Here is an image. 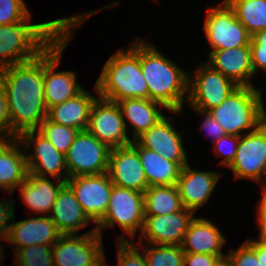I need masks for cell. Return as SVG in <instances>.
Returning a JSON list of instances; mask_svg holds the SVG:
<instances>
[{
    "label": "cell",
    "mask_w": 266,
    "mask_h": 266,
    "mask_svg": "<svg viewBox=\"0 0 266 266\" xmlns=\"http://www.w3.org/2000/svg\"><path fill=\"white\" fill-rule=\"evenodd\" d=\"M219 258L218 255L185 253L184 266H214Z\"/></svg>",
    "instance_id": "obj_42"
},
{
    "label": "cell",
    "mask_w": 266,
    "mask_h": 266,
    "mask_svg": "<svg viewBox=\"0 0 266 266\" xmlns=\"http://www.w3.org/2000/svg\"><path fill=\"white\" fill-rule=\"evenodd\" d=\"M226 254L233 266H259L255 250L245 241L236 250Z\"/></svg>",
    "instance_id": "obj_38"
},
{
    "label": "cell",
    "mask_w": 266,
    "mask_h": 266,
    "mask_svg": "<svg viewBox=\"0 0 266 266\" xmlns=\"http://www.w3.org/2000/svg\"><path fill=\"white\" fill-rule=\"evenodd\" d=\"M143 244V254L148 266H184L185 252L180 245Z\"/></svg>",
    "instance_id": "obj_31"
},
{
    "label": "cell",
    "mask_w": 266,
    "mask_h": 266,
    "mask_svg": "<svg viewBox=\"0 0 266 266\" xmlns=\"http://www.w3.org/2000/svg\"><path fill=\"white\" fill-rule=\"evenodd\" d=\"M17 139L25 150L33 147L34 153L25 154L28 173L39 177L51 176L63 182L69 179L65 155L37 130L25 131Z\"/></svg>",
    "instance_id": "obj_12"
},
{
    "label": "cell",
    "mask_w": 266,
    "mask_h": 266,
    "mask_svg": "<svg viewBox=\"0 0 266 266\" xmlns=\"http://www.w3.org/2000/svg\"><path fill=\"white\" fill-rule=\"evenodd\" d=\"M259 240L266 244V212H258Z\"/></svg>",
    "instance_id": "obj_44"
},
{
    "label": "cell",
    "mask_w": 266,
    "mask_h": 266,
    "mask_svg": "<svg viewBox=\"0 0 266 266\" xmlns=\"http://www.w3.org/2000/svg\"><path fill=\"white\" fill-rule=\"evenodd\" d=\"M246 242L255 250L259 266H266V244L259 239H248Z\"/></svg>",
    "instance_id": "obj_43"
},
{
    "label": "cell",
    "mask_w": 266,
    "mask_h": 266,
    "mask_svg": "<svg viewBox=\"0 0 266 266\" xmlns=\"http://www.w3.org/2000/svg\"><path fill=\"white\" fill-rule=\"evenodd\" d=\"M110 149L128 146L133 141L128 133L120 106L101 97L94 101L86 129Z\"/></svg>",
    "instance_id": "obj_14"
},
{
    "label": "cell",
    "mask_w": 266,
    "mask_h": 266,
    "mask_svg": "<svg viewBox=\"0 0 266 266\" xmlns=\"http://www.w3.org/2000/svg\"><path fill=\"white\" fill-rule=\"evenodd\" d=\"M14 202L15 200L13 201V199H8V201L7 199H0V239L2 240H6L8 236L10 223L15 210Z\"/></svg>",
    "instance_id": "obj_39"
},
{
    "label": "cell",
    "mask_w": 266,
    "mask_h": 266,
    "mask_svg": "<svg viewBox=\"0 0 266 266\" xmlns=\"http://www.w3.org/2000/svg\"><path fill=\"white\" fill-rule=\"evenodd\" d=\"M226 239L221 231L208 219L194 218L185 233L181 244L185 253L226 256L222 253V247Z\"/></svg>",
    "instance_id": "obj_24"
},
{
    "label": "cell",
    "mask_w": 266,
    "mask_h": 266,
    "mask_svg": "<svg viewBox=\"0 0 266 266\" xmlns=\"http://www.w3.org/2000/svg\"><path fill=\"white\" fill-rule=\"evenodd\" d=\"M29 15L24 0H0V25L20 23Z\"/></svg>",
    "instance_id": "obj_35"
},
{
    "label": "cell",
    "mask_w": 266,
    "mask_h": 266,
    "mask_svg": "<svg viewBox=\"0 0 266 266\" xmlns=\"http://www.w3.org/2000/svg\"><path fill=\"white\" fill-rule=\"evenodd\" d=\"M194 216L195 213L186 208L168 215H145L140 241L144 238L147 244L181 246Z\"/></svg>",
    "instance_id": "obj_16"
},
{
    "label": "cell",
    "mask_w": 266,
    "mask_h": 266,
    "mask_svg": "<svg viewBox=\"0 0 266 266\" xmlns=\"http://www.w3.org/2000/svg\"><path fill=\"white\" fill-rule=\"evenodd\" d=\"M37 131L48 139L51 144L64 155L72 145L79 130L53 123L47 118L40 124Z\"/></svg>",
    "instance_id": "obj_32"
},
{
    "label": "cell",
    "mask_w": 266,
    "mask_h": 266,
    "mask_svg": "<svg viewBox=\"0 0 266 266\" xmlns=\"http://www.w3.org/2000/svg\"><path fill=\"white\" fill-rule=\"evenodd\" d=\"M119 49L104 64L94 90L98 97L119 102L126 98L149 99L148 86L140 65V40Z\"/></svg>",
    "instance_id": "obj_4"
},
{
    "label": "cell",
    "mask_w": 266,
    "mask_h": 266,
    "mask_svg": "<svg viewBox=\"0 0 266 266\" xmlns=\"http://www.w3.org/2000/svg\"><path fill=\"white\" fill-rule=\"evenodd\" d=\"M30 18L0 25V69L36 58L67 29L69 22V17H64L30 24Z\"/></svg>",
    "instance_id": "obj_3"
},
{
    "label": "cell",
    "mask_w": 266,
    "mask_h": 266,
    "mask_svg": "<svg viewBox=\"0 0 266 266\" xmlns=\"http://www.w3.org/2000/svg\"><path fill=\"white\" fill-rule=\"evenodd\" d=\"M11 120V138L37 130L47 117L44 100V51L33 60L0 69Z\"/></svg>",
    "instance_id": "obj_1"
},
{
    "label": "cell",
    "mask_w": 266,
    "mask_h": 266,
    "mask_svg": "<svg viewBox=\"0 0 266 266\" xmlns=\"http://www.w3.org/2000/svg\"><path fill=\"white\" fill-rule=\"evenodd\" d=\"M96 12H98V10L70 16L67 29L44 50L43 86L44 100L47 109L75 97L84 89L76 82L75 71L56 72L55 70L61 62V53L64 52L72 38V34L75 32L73 29L81 26V24H83L82 22L86 21L87 18L94 15Z\"/></svg>",
    "instance_id": "obj_5"
},
{
    "label": "cell",
    "mask_w": 266,
    "mask_h": 266,
    "mask_svg": "<svg viewBox=\"0 0 266 266\" xmlns=\"http://www.w3.org/2000/svg\"><path fill=\"white\" fill-rule=\"evenodd\" d=\"M140 65L149 99L162 104L169 113L182 114L190 74L147 41H140Z\"/></svg>",
    "instance_id": "obj_2"
},
{
    "label": "cell",
    "mask_w": 266,
    "mask_h": 266,
    "mask_svg": "<svg viewBox=\"0 0 266 266\" xmlns=\"http://www.w3.org/2000/svg\"><path fill=\"white\" fill-rule=\"evenodd\" d=\"M251 63L254 75L258 69L266 71V29L257 32L250 40Z\"/></svg>",
    "instance_id": "obj_36"
},
{
    "label": "cell",
    "mask_w": 266,
    "mask_h": 266,
    "mask_svg": "<svg viewBox=\"0 0 266 266\" xmlns=\"http://www.w3.org/2000/svg\"><path fill=\"white\" fill-rule=\"evenodd\" d=\"M266 181V180H265ZM264 184H266V182H264ZM263 196L260 200V204L258 205V212H266V185L265 187H263V192H262Z\"/></svg>",
    "instance_id": "obj_45"
},
{
    "label": "cell",
    "mask_w": 266,
    "mask_h": 266,
    "mask_svg": "<svg viewBox=\"0 0 266 266\" xmlns=\"http://www.w3.org/2000/svg\"><path fill=\"white\" fill-rule=\"evenodd\" d=\"M215 171H199L191 168L190 164L182 167L176 187L184 208L196 212L209 200L220 179Z\"/></svg>",
    "instance_id": "obj_20"
},
{
    "label": "cell",
    "mask_w": 266,
    "mask_h": 266,
    "mask_svg": "<svg viewBox=\"0 0 266 266\" xmlns=\"http://www.w3.org/2000/svg\"><path fill=\"white\" fill-rule=\"evenodd\" d=\"M52 182L48 177H39L28 173L26 180L18 187L24 204L37 214L49 216L58 192L66 183L61 180Z\"/></svg>",
    "instance_id": "obj_25"
},
{
    "label": "cell",
    "mask_w": 266,
    "mask_h": 266,
    "mask_svg": "<svg viewBox=\"0 0 266 266\" xmlns=\"http://www.w3.org/2000/svg\"><path fill=\"white\" fill-rule=\"evenodd\" d=\"M107 173L114 185L135 191L149 187L138 154V142L110 150Z\"/></svg>",
    "instance_id": "obj_17"
},
{
    "label": "cell",
    "mask_w": 266,
    "mask_h": 266,
    "mask_svg": "<svg viewBox=\"0 0 266 266\" xmlns=\"http://www.w3.org/2000/svg\"><path fill=\"white\" fill-rule=\"evenodd\" d=\"M144 218V193L113 185L106 213L95 228L102 236L104 229L117 223L134 239L138 228L142 230Z\"/></svg>",
    "instance_id": "obj_7"
},
{
    "label": "cell",
    "mask_w": 266,
    "mask_h": 266,
    "mask_svg": "<svg viewBox=\"0 0 266 266\" xmlns=\"http://www.w3.org/2000/svg\"><path fill=\"white\" fill-rule=\"evenodd\" d=\"M110 150L87 130L79 131L65 154L69 178L106 173Z\"/></svg>",
    "instance_id": "obj_10"
},
{
    "label": "cell",
    "mask_w": 266,
    "mask_h": 266,
    "mask_svg": "<svg viewBox=\"0 0 266 266\" xmlns=\"http://www.w3.org/2000/svg\"><path fill=\"white\" fill-rule=\"evenodd\" d=\"M1 240H2V239H0V241H1ZM3 249H4L3 245H2V246L0 245V260H2V258H3V255H2V254L4 253V252H3V251H4Z\"/></svg>",
    "instance_id": "obj_47"
},
{
    "label": "cell",
    "mask_w": 266,
    "mask_h": 266,
    "mask_svg": "<svg viewBox=\"0 0 266 266\" xmlns=\"http://www.w3.org/2000/svg\"><path fill=\"white\" fill-rule=\"evenodd\" d=\"M0 137L11 138V120L5 90L0 81Z\"/></svg>",
    "instance_id": "obj_40"
},
{
    "label": "cell",
    "mask_w": 266,
    "mask_h": 266,
    "mask_svg": "<svg viewBox=\"0 0 266 266\" xmlns=\"http://www.w3.org/2000/svg\"><path fill=\"white\" fill-rule=\"evenodd\" d=\"M240 140V136L228 135L221 137L219 140L213 142L214 152L217 157H224L219 164L229 167L235 159L237 146ZM228 146V147H227Z\"/></svg>",
    "instance_id": "obj_37"
},
{
    "label": "cell",
    "mask_w": 266,
    "mask_h": 266,
    "mask_svg": "<svg viewBox=\"0 0 266 266\" xmlns=\"http://www.w3.org/2000/svg\"><path fill=\"white\" fill-rule=\"evenodd\" d=\"M261 92L254 86H239L208 112L228 135L241 136L242 131L245 134L249 129L253 132L265 121Z\"/></svg>",
    "instance_id": "obj_6"
},
{
    "label": "cell",
    "mask_w": 266,
    "mask_h": 266,
    "mask_svg": "<svg viewBox=\"0 0 266 266\" xmlns=\"http://www.w3.org/2000/svg\"><path fill=\"white\" fill-rule=\"evenodd\" d=\"M117 104L120 106L127 132L129 130L127 123L132 126L130 130H134L132 141H135L165 116L158 108L167 110L159 102L143 98H126Z\"/></svg>",
    "instance_id": "obj_26"
},
{
    "label": "cell",
    "mask_w": 266,
    "mask_h": 266,
    "mask_svg": "<svg viewBox=\"0 0 266 266\" xmlns=\"http://www.w3.org/2000/svg\"><path fill=\"white\" fill-rule=\"evenodd\" d=\"M145 215H168L184 208L176 185L149 186L144 191Z\"/></svg>",
    "instance_id": "obj_29"
},
{
    "label": "cell",
    "mask_w": 266,
    "mask_h": 266,
    "mask_svg": "<svg viewBox=\"0 0 266 266\" xmlns=\"http://www.w3.org/2000/svg\"><path fill=\"white\" fill-rule=\"evenodd\" d=\"M14 256L16 266H54L52 245L34 244L18 249Z\"/></svg>",
    "instance_id": "obj_33"
},
{
    "label": "cell",
    "mask_w": 266,
    "mask_h": 266,
    "mask_svg": "<svg viewBox=\"0 0 266 266\" xmlns=\"http://www.w3.org/2000/svg\"><path fill=\"white\" fill-rule=\"evenodd\" d=\"M188 82V104L195 110L208 112L218 107L239 86L207 63L196 67Z\"/></svg>",
    "instance_id": "obj_9"
},
{
    "label": "cell",
    "mask_w": 266,
    "mask_h": 266,
    "mask_svg": "<svg viewBox=\"0 0 266 266\" xmlns=\"http://www.w3.org/2000/svg\"><path fill=\"white\" fill-rule=\"evenodd\" d=\"M208 55L209 61L206 63L236 85L253 86L250 79L255 75L251 63L250 46L212 50Z\"/></svg>",
    "instance_id": "obj_21"
},
{
    "label": "cell",
    "mask_w": 266,
    "mask_h": 266,
    "mask_svg": "<svg viewBox=\"0 0 266 266\" xmlns=\"http://www.w3.org/2000/svg\"><path fill=\"white\" fill-rule=\"evenodd\" d=\"M49 217L62 235L78 234L91 222L67 183L58 192Z\"/></svg>",
    "instance_id": "obj_23"
},
{
    "label": "cell",
    "mask_w": 266,
    "mask_h": 266,
    "mask_svg": "<svg viewBox=\"0 0 266 266\" xmlns=\"http://www.w3.org/2000/svg\"><path fill=\"white\" fill-rule=\"evenodd\" d=\"M218 6L207 10L203 27L211 51L249 46L251 36L234 11L224 0Z\"/></svg>",
    "instance_id": "obj_11"
},
{
    "label": "cell",
    "mask_w": 266,
    "mask_h": 266,
    "mask_svg": "<svg viewBox=\"0 0 266 266\" xmlns=\"http://www.w3.org/2000/svg\"><path fill=\"white\" fill-rule=\"evenodd\" d=\"M228 168L235 179H252L263 185L266 175V120L255 131L249 130L240 136L235 159Z\"/></svg>",
    "instance_id": "obj_13"
},
{
    "label": "cell",
    "mask_w": 266,
    "mask_h": 266,
    "mask_svg": "<svg viewBox=\"0 0 266 266\" xmlns=\"http://www.w3.org/2000/svg\"><path fill=\"white\" fill-rule=\"evenodd\" d=\"M192 110L197 111L198 114H201V116H205L204 122H202L201 127L207 130V134L212 137V140H214V142L226 135L223 127L211 116L209 112L195 110L193 108Z\"/></svg>",
    "instance_id": "obj_41"
},
{
    "label": "cell",
    "mask_w": 266,
    "mask_h": 266,
    "mask_svg": "<svg viewBox=\"0 0 266 266\" xmlns=\"http://www.w3.org/2000/svg\"><path fill=\"white\" fill-rule=\"evenodd\" d=\"M266 108H264V115H265V120H266V110H265Z\"/></svg>",
    "instance_id": "obj_48"
},
{
    "label": "cell",
    "mask_w": 266,
    "mask_h": 266,
    "mask_svg": "<svg viewBox=\"0 0 266 266\" xmlns=\"http://www.w3.org/2000/svg\"><path fill=\"white\" fill-rule=\"evenodd\" d=\"M214 266H233V265L228 256L226 255L224 257L219 258L214 264Z\"/></svg>",
    "instance_id": "obj_46"
},
{
    "label": "cell",
    "mask_w": 266,
    "mask_h": 266,
    "mask_svg": "<svg viewBox=\"0 0 266 266\" xmlns=\"http://www.w3.org/2000/svg\"><path fill=\"white\" fill-rule=\"evenodd\" d=\"M138 154L148 186L176 185L182 167L138 143Z\"/></svg>",
    "instance_id": "obj_28"
},
{
    "label": "cell",
    "mask_w": 266,
    "mask_h": 266,
    "mask_svg": "<svg viewBox=\"0 0 266 266\" xmlns=\"http://www.w3.org/2000/svg\"><path fill=\"white\" fill-rule=\"evenodd\" d=\"M96 98L83 89L75 97L49 108L46 118L53 123L84 131L87 129L90 110Z\"/></svg>",
    "instance_id": "obj_27"
},
{
    "label": "cell",
    "mask_w": 266,
    "mask_h": 266,
    "mask_svg": "<svg viewBox=\"0 0 266 266\" xmlns=\"http://www.w3.org/2000/svg\"><path fill=\"white\" fill-rule=\"evenodd\" d=\"M102 246L96 228L81 235H61L53 245L54 266H106Z\"/></svg>",
    "instance_id": "obj_8"
},
{
    "label": "cell",
    "mask_w": 266,
    "mask_h": 266,
    "mask_svg": "<svg viewBox=\"0 0 266 266\" xmlns=\"http://www.w3.org/2000/svg\"><path fill=\"white\" fill-rule=\"evenodd\" d=\"M171 117L164 116L136 141L144 148L159 153L167 160L177 162L181 167L188 164L186 151L183 147L182 132L175 130Z\"/></svg>",
    "instance_id": "obj_18"
},
{
    "label": "cell",
    "mask_w": 266,
    "mask_h": 266,
    "mask_svg": "<svg viewBox=\"0 0 266 266\" xmlns=\"http://www.w3.org/2000/svg\"><path fill=\"white\" fill-rule=\"evenodd\" d=\"M118 262L116 266H148L144 254L140 253L139 248L129 238L124 235L117 241Z\"/></svg>",
    "instance_id": "obj_34"
},
{
    "label": "cell",
    "mask_w": 266,
    "mask_h": 266,
    "mask_svg": "<svg viewBox=\"0 0 266 266\" xmlns=\"http://www.w3.org/2000/svg\"><path fill=\"white\" fill-rule=\"evenodd\" d=\"M17 138L0 137V188L12 193L28 175L26 156ZM21 149V151H20Z\"/></svg>",
    "instance_id": "obj_22"
},
{
    "label": "cell",
    "mask_w": 266,
    "mask_h": 266,
    "mask_svg": "<svg viewBox=\"0 0 266 266\" xmlns=\"http://www.w3.org/2000/svg\"><path fill=\"white\" fill-rule=\"evenodd\" d=\"M252 37L266 29V0H224Z\"/></svg>",
    "instance_id": "obj_30"
},
{
    "label": "cell",
    "mask_w": 266,
    "mask_h": 266,
    "mask_svg": "<svg viewBox=\"0 0 266 266\" xmlns=\"http://www.w3.org/2000/svg\"><path fill=\"white\" fill-rule=\"evenodd\" d=\"M14 214L6 242L18 249L32 245H54L62 235L49 216H38L14 222Z\"/></svg>",
    "instance_id": "obj_19"
},
{
    "label": "cell",
    "mask_w": 266,
    "mask_h": 266,
    "mask_svg": "<svg viewBox=\"0 0 266 266\" xmlns=\"http://www.w3.org/2000/svg\"><path fill=\"white\" fill-rule=\"evenodd\" d=\"M66 183L88 218L98 224L106 213L114 185L108 173L80 175L69 178Z\"/></svg>",
    "instance_id": "obj_15"
}]
</instances>
